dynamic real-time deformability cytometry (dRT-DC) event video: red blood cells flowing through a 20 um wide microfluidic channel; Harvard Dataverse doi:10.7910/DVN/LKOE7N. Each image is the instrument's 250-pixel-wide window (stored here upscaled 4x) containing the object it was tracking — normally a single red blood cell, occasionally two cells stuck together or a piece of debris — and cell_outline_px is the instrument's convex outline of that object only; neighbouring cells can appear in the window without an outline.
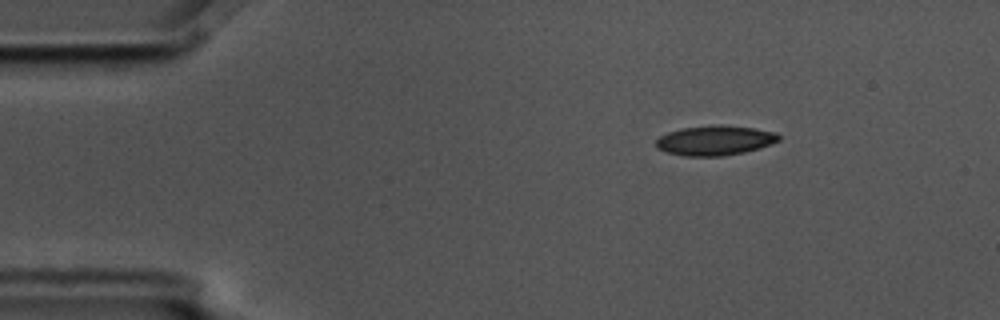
{"species": "common noctule bat (a hibernating species)", "species_latin": "Nyctalus noctula", "temperature_condition": "cold", "stored_images_in_passage": 5, "camera_frame_rate_fps": 3000, "um_per_image_px": 0.085, "animal": {"sex": "male", "body_mass_g": 17.5, "forearm_length_mm": 52.3}, "frame": {"image": 1, "passage_image": 1, "time_ms": 0.0, "image_size_px": [1000, 320], "cell_outline_px": [[780, 140], [760, 148], [744, 152], [724, 156], [684, 156], [668, 152], [656, 148], [656, 140], [660, 136], [668, 132], [680, 128], [712, 124], [720, 124], [756, 128], [776, 132], [780, 136]], "centroid_in_image_um": [60.78, 11.92], "position_along_channel_um": 24.2, "area_um2": 21.56}}
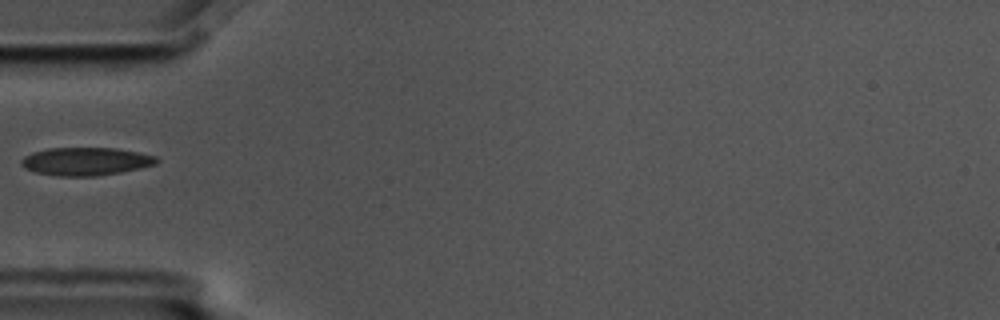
{"frame": {"image": 2, "passage_image": 4, "time_ms": 1.0, "image_size_px": [1000, 320], "cell_outline_px": [[160, 160], [156, 164], [140, 168], [120, 172], [96, 176], [60, 176], [36, 172], [24, 168], [20, 164], [20, 160], [24, 156], [32, 152], [48, 148], [116, 148], [156, 156]], "centroid_in_image_um": [7.27, 13.71], "position_along_channel_um": 77.7, "area_um2": 22.08}}